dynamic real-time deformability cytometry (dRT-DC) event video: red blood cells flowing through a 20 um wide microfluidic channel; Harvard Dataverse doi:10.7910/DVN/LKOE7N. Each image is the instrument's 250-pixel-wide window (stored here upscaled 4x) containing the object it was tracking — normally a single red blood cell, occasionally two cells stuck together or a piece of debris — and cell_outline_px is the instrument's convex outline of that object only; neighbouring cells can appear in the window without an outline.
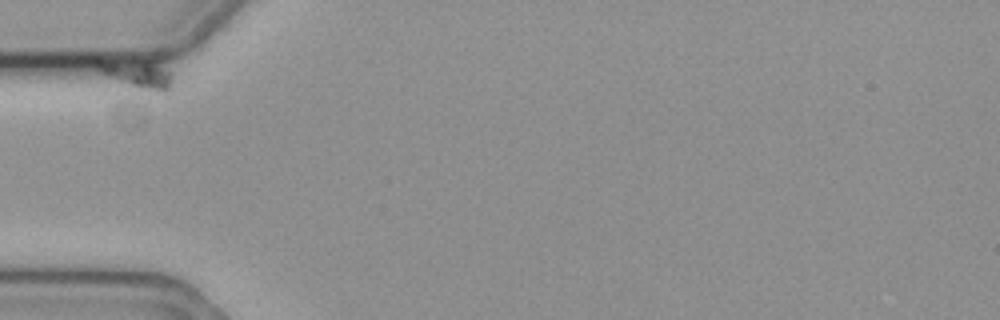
{"species": "common noctule bat (a hibernating species)", "species_latin": "Nyctalus noctula", "temperature_condition": "cold", "stored_images_in_passage": 16, "camera_frame_rate_fps": 3000, "um_per_image_px": 0.085, "animal": {"sex": "female", "body_mass_g": 19.3, "forearm_length_mm": 54.1}, "frame": {"image": 1, "passage_image": 1, "time_ms": 0.0, "image_size_px": [1000, 320], "cell_outline_px": [[172, 80], [168, 88], [164, 92], [156, 92], [132, 84], [100, 72], [96, 68], [96, 60], [152, 64], [172, 72]], "centroid_in_image_um": [11.71, 6.31], "position_along_channel_um": 73.3, "area_um2": 10.75}}
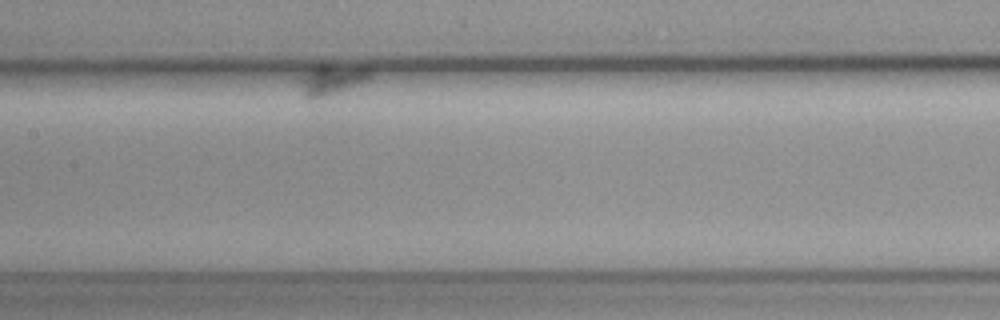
{"frame": {"image": 2, "passage_image": 6, "time_ms": 1.667, "image_size_px": [1000, 320], "cell_outline_px": [[372, 76], [368, 80], [340, 92], [328, 96], [304, 96], [300, 80], [300, 76], [320, 64], [328, 64], [368, 68]], "centroid_in_image_um": [28.24, 6.74], "position_along_channel_um": 179.2, "area_um2": 12.02}}
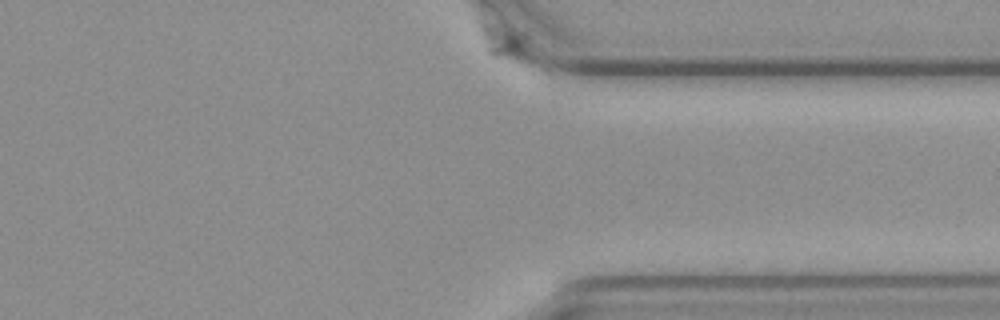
{"frame": {"image": 3, "passage_image": 16, "time_ms": 5.0, "image_size_px": [1000, 320], "cell_outline_px": [[552, 76], [492, 56], [488, 52], [480, 28], [480, 24], [492, 24], [504, 28], [512, 32], [552, 64]], "centroid_in_image_um": [43.62, 4.17], "position_along_channel_um": 367.8, "area_um2": 12.54}}